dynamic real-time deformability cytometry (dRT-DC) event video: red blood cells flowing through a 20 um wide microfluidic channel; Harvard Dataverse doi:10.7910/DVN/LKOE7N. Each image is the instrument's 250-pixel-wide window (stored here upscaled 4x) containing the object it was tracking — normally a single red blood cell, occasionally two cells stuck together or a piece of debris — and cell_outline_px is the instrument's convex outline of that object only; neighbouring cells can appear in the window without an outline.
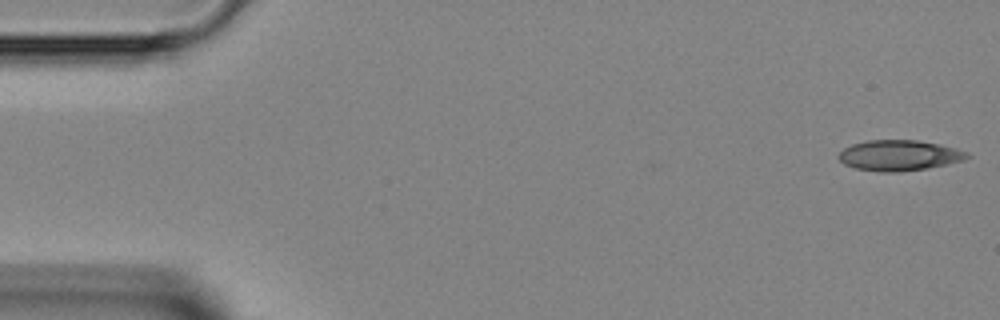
{"species": "Egyptian fruit bat (a non-hibernating species)", "species_latin": "Rousettus aegyptiacus", "temperature_condition": "room temperature", "stored_images_in_passage": 7, "camera_frame_rate_fps": 3000, "um_per_image_px": 0.085, "animal": {"sex": "female"}, "frame": {"image": 1, "passage_image": 1, "time_ms": 0.0, "image_size_px": [1000, 320], "cell_outline_px": [[972, 156], [964, 160], [928, 168], [896, 172], [880, 172], [856, 168], [844, 164], [836, 156], [844, 148], [852, 144], [868, 140], [916, 140], [940, 144], [956, 148], [968, 152]], "centroid_in_image_um": [76.44, 13.2], "position_along_channel_um": 8.6, "area_um2": 22.95}}